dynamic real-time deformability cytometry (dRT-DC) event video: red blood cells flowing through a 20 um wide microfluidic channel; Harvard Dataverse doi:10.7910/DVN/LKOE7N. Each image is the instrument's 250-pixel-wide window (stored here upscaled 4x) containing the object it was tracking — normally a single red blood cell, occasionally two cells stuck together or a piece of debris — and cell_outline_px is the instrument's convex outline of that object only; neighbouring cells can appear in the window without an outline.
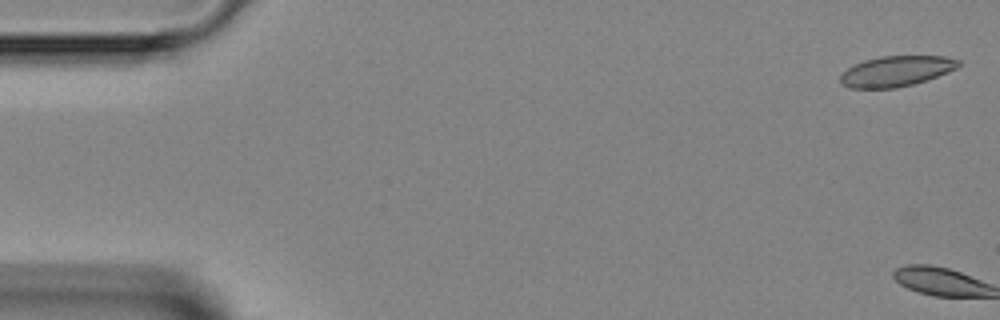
{"species": "Egyptian fruit bat (a non-hibernating species)", "species_latin": "Rousettus aegyptiacus", "temperature_condition": "room temperature", "stored_images_in_passage": 2, "camera_frame_rate_fps": 3000, "um_per_image_px": 0.085, "animal": {"sex": "female"}, "frame": {"image": 1, "passage_image": 1, "time_ms": 0.0, "image_size_px": [1000, 320], "cell_outline_px": [[960, 64], [956, 68], [928, 80], [896, 88], [852, 88], [840, 84], [840, 76], [848, 68], [864, 60], [880, 56], [944, 56], [960, 60]], "centroid_in_image_um": [76.18, 6.05], "position_along_channel_um": 8.8, "area_um2": 20.87}}